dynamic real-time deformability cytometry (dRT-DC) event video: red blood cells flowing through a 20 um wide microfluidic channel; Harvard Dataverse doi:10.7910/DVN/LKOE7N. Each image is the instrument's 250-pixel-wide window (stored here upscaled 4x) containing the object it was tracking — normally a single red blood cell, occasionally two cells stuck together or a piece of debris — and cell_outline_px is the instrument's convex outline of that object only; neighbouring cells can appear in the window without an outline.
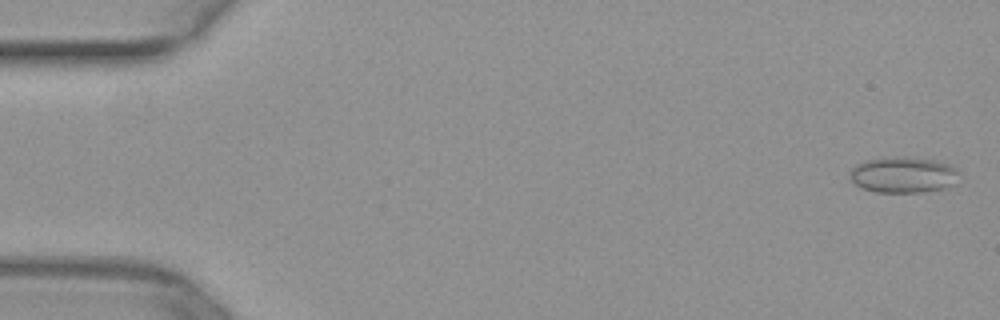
{"species": "common noctule bat (a hibernating species)", "species_latin": "Nyctalus noctula", "temperature_condition": "warm", "stored_images_in_passage": 15, "camera_frame_rate_fps": 3000, "um_per_image_px": 0.085, "animal": {"sex": "female", "body_mass_g": 29.2, "forearm_length_mm": 56.3}, "frame": {"image": 1, "passage_image": 2, "time_ms": 0.333, "image_size_px": [1000, 320], "cell_outline_px": [[960, 172], [952, 184], [944, 188], [924, 192], [876, 192], [864, 188], [856, 184], [852, 180], [852, 168], [856, 164], [864, 160], [904, 156], [932, 160], [948, 164], [956, 168]], "centroid_in_image_um": [76.79, 14.85], "position_along_channel_um": 8.2, "area_um2": 22.54}}
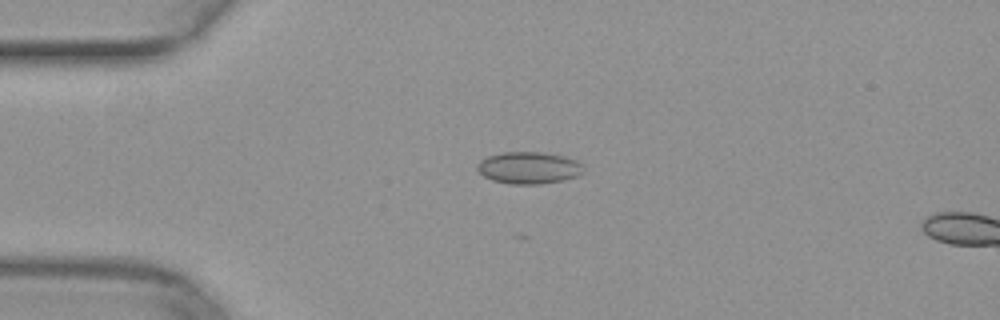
{"frame": {"image": 2, "passage_image": 13, "time_ms": 4.0, "image_size_px": [1000, 320], "cell_outline_px": [[584, 172], [576, 176], [560, 180], [540, 184], [508, 184], [492, 180], [484, 176], [476, 168], [476, 164], [480, 160], [488, 156], [500, 152], [540, 152], [564, 156], [576, 160], [584, 168]], "centroid_in_image_um": [44.91, 14.26], "position_along_channel_um": 40.1, "area_um2": 19.77}}